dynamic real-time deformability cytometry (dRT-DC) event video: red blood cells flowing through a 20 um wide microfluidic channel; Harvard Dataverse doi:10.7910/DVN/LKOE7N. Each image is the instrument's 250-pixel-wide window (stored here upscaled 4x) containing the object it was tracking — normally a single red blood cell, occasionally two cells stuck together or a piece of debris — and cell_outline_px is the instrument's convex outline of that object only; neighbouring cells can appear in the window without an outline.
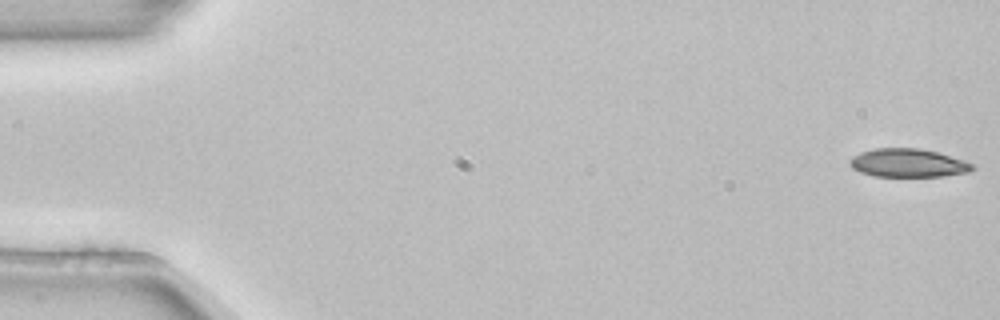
{"species": "common noctule bat (a hibernating species)", "species_latin": "Nyctalus noctula", "temperature_condition": "room temperature", "stored_images_in_passage": 4, "camera_frame_rate_fps": 3000, "um_per_image_px": 0.085, "animal": {"sex": "female", "body_mass_g": 22.7, "forearm_length_mm": 54.2}, "frame": {"image": 1, "passage_image": 1, "time_ms": 0.0, "image_size_px": [1000, 320], "cell_outline_px": [[976, 168], [968, 172], [944, 176], [872, 176], [860, 172], [852, 168], [848, 164], [848, 160], [852, 156], [860, 152], [872, 148], [920, 148], [936, 152], [964, 160], [976, 164]], "centroid_in_image_um": [77.16, 13.85], "position_along_channel_um": 7.8, "area_um2": 20.52}}
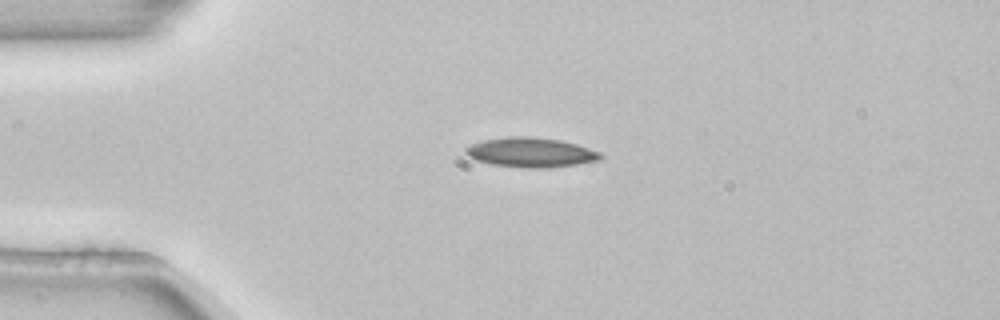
{"frame": {"image": 2, "passage_image": 4, "time_ms": 1.0, "image_size_px": [1000, 320], "cell_outline_px": [[604, 156], [600, 160], [576, 164], [548, 168], [528, 168], [492, 164], [476, 160], [468, 156], [464, 152], [464, 148], [472, 144], [484, 140], [508, 136], [532, 136], [560, 140], [576, 144], [600, 152]], "centroid_in_image_um": [45.12, 12.95], "position_along_channel_um": 39.9, "area_um2": 23.29}}